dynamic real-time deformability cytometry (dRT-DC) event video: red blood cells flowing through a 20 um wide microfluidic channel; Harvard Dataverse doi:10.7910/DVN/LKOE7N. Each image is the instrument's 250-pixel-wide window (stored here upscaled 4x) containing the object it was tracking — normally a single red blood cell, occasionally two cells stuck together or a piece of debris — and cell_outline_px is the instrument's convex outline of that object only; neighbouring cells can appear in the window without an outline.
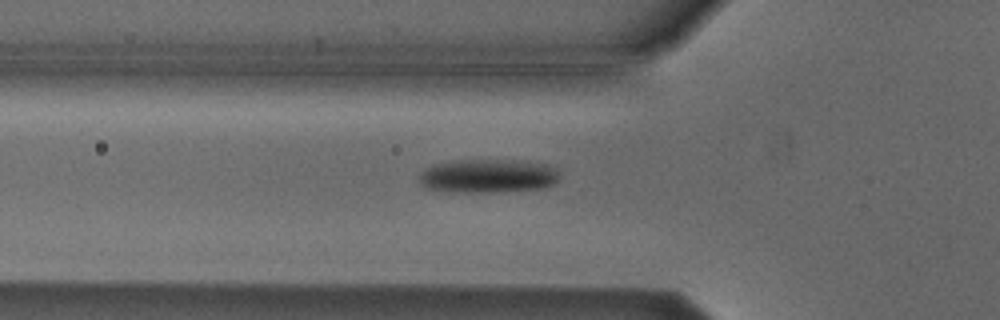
{"species": "Egyptian fruit bat (a non-hibernating species)", "species_latin": "Rousettus aegyptiacus", "temperature_condition": "cold", "stored_images_in_passage": 39, "camera_frame_rate_fps": 3000, "um_per_image_px": 0.085, "animal": {"sex": "male"}, "frame": {"image": 1, "passage_image": 4, "time_ms": 1.0, "image_size_px": [1000, 320], "cell_outline_px": [[560, 176], [552, 184], [544, 188], [488, 192], [468, 192], [424, 188], [420, 184], [416, 176], [424, 168], [432, 164], [456, 160], [528, 160], [548, 164], [556, 168], [560, 172]], "centroid_in_image_um": [41.47, 14.93], "position_along_channel_um": 84.3, "area_um2": 27.98}}
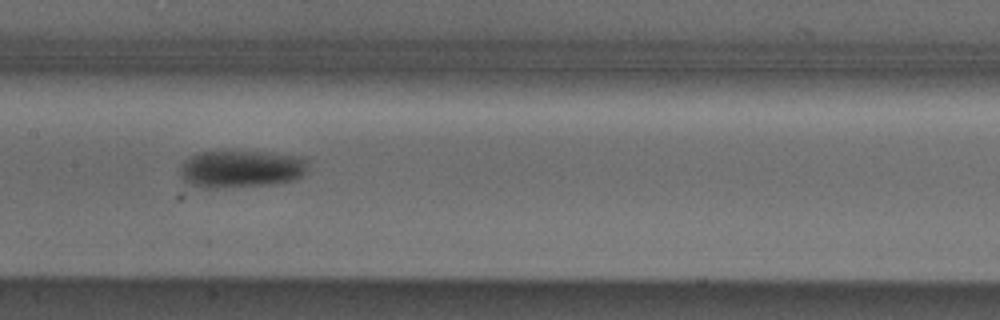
{"frame": {"image": 2, "passage_image": 12, "time_ms": 3.667, "image_size_px": [1000, 320], "cell_outline_px": [[308, 168], [296, 180], [272, 184], [212, 188], [204, 188], [192, 184], [184, 180], [180, 172], [184, 160], [200, 152], [256, 152], [308, 156]], "centroid_in_image_um": [20.57, 14.35], "position_along_channel_um": 186.8, "area_um2": 27.69}}
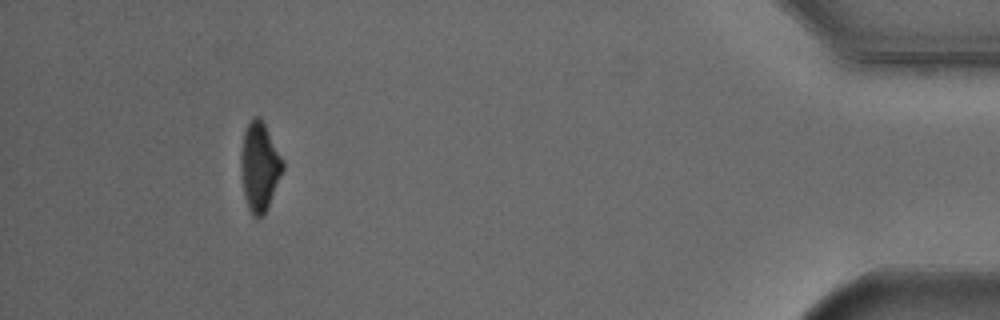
{"frame": {"image": 3, "passage_image": 35, "time_ms": 11.333, "image_size_px": [1000, 320], "cell_outline_px": [[284, 168], [268, 208], [264, 216], [252, 216], [244, 196], [240, 168], [240, 156], [244, 132], [248, 124], [256, 116], [260, 116], [284, 160]], "centroid_in_image_um": [22.07, 14.18], "position_along_channel_um": 413.1, "area_um2": 21.68}, "authors_computed_cell_mechanics": {"area_um2": 25.9522, "velocity_mm_per_s": 3.8302, "shape_relaxation_time_tau1_ms": 3.9412, "shape_relaxation_time_tau2_ms": null, "deformation_change_tau1": 0.1168, "deformation_change_tau2": null}}